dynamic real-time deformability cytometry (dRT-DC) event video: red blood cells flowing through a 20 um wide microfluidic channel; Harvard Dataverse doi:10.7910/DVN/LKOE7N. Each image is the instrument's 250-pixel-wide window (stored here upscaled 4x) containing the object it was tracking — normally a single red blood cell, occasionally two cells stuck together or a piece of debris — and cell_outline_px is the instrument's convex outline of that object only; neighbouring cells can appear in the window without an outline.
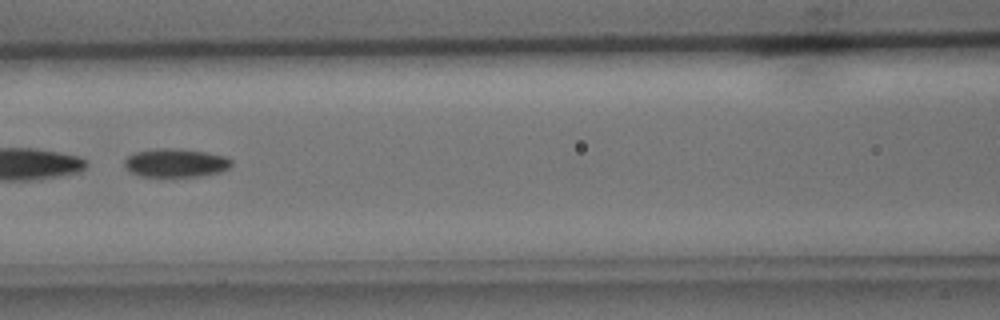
{"species": "common noctule bat (a hibernating species)", "species_latin": "Nyctalus noctula", "temperature_condition": "cold", "stored_images_in_passage": 49, "segment_of_instrument_passage": [2, 2], "camera_frame_rate_fps": 3000, "um_per_image_px": 0.085, "animal": {"sex": "male", "body_mass_g": 15.6}, "frame": {"image": 1, "passage_image": 23, "time_ms": 7.333, "image_size_px": [1000, 320], "cell_outline_px": [[232, 164], [228, 168], [220, 172], [200, 176], [140, 176], [132, 172], [124, 164], [124, 160], [132, 152], [156, 148], [172, 148], [204, 152], [224, 156], [232, 160]], "centroid_in_image_um": [14.91, 13.83], "position_along_channel_um": 151.7, "area_um2": 17.63}}
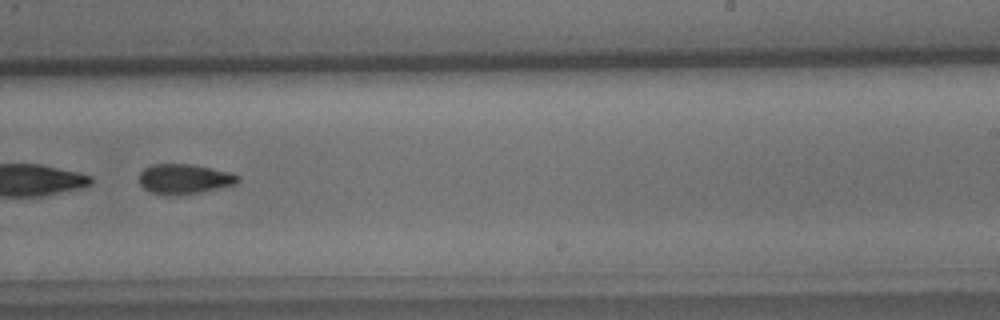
{"frame": {"image": 2, "passage_image": 32, "time_ms": 10.333, "image_size_px": [1000, 320], "cell_outline_px": [[240, 180], [236, 184], [220, 188], [200, 192], [152, 192], [144, 188], [140, 184], [140, 172], [144, 168], [152, 164], [192, 164], [232, 172], [240, 176]], "centroid_in_image_um": [15.74, 15.15], "position_along_channel_um": 273.3, "area_um2": 16.65}}